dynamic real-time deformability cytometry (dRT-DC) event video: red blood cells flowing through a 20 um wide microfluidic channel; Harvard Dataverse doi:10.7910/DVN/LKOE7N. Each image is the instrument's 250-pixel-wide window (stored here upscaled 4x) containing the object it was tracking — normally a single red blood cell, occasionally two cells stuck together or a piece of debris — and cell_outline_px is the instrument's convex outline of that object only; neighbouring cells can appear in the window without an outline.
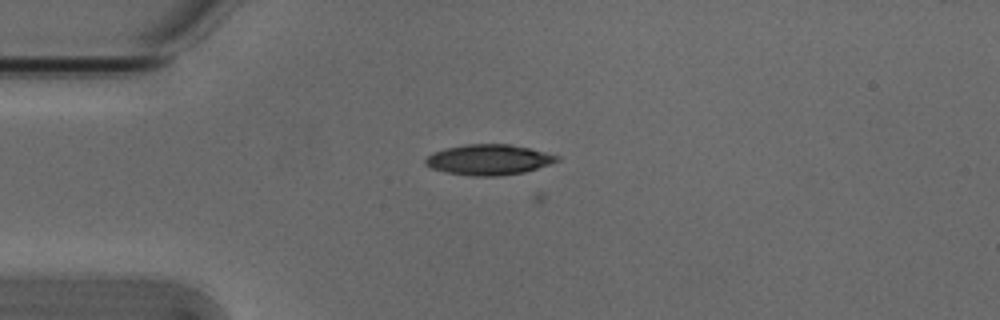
{"species": "Egyptian fruit bat (a non-hibernating species)", "species_latin": "Rousettus aegyptiacus", "temperature_condition": "cold", "stored_images_in_passage": 12, "camera_frame_rate_fps": 3000, "um_per_image_px": 0.085, "animal": {"sex": "male"}, "frame": {"image": 1, "passage_image": 11, "time_ms": 3.333, "image_size_px": [1000, 320], "cell_outline_px": [[560, 160], [524, 172], [500, 176], [468, 176], [444, 172], [432, 168], [424, 164], [424, 160], [432, 152], [444, 148], [464, 144], [508, 144], [528, 148], [560, 156]], "centroid_in_image_um": [41.48, 13.58], "position_along_channel_um": 43.5, "area_um2": 23.41}}